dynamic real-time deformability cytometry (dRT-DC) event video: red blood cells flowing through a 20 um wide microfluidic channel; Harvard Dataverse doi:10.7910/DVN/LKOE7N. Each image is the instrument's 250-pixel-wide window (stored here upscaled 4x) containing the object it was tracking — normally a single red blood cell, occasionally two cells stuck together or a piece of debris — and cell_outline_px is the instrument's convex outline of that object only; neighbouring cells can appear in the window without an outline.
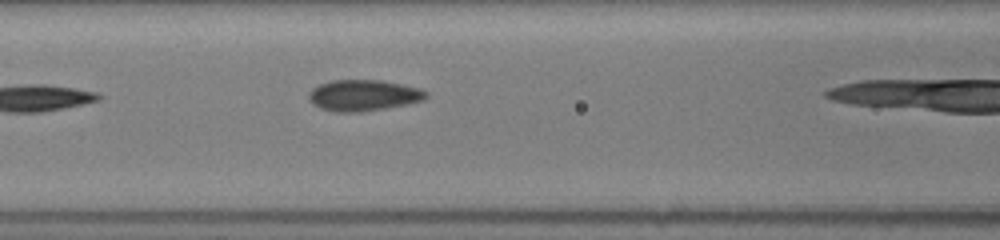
{"species": "common noctule bat (a hibernating species)", "species_latin": "Nyctalus noctula", "temperature_condition": "room temperature", "stored_images_in_passage": 5, "camera_frame_rate_fps": 3000, "um_per_image_px": 0.085, "animal": {"sex": "female", "body_mass_g": 19.5, "forearm_length_mm": 54.1}, "frame": {"image": 1, "passage_image": 5, "time_ms": 1.667, "image_size_px": [1000, 240], "cell_outline_px": [[428, 96], [424, 100], [408, 104], [360, 112], [336, 112], [320, 108], [312, 104], [308, 100], [308, 92], [312, 88], [320, 84], [332, 80], [380, 80], [420, 88], [428, 92]], "centroid_in_image_um": [30.87, 8.1], "position_along_channel_um": 135.7, "area_um2": 21.39}}